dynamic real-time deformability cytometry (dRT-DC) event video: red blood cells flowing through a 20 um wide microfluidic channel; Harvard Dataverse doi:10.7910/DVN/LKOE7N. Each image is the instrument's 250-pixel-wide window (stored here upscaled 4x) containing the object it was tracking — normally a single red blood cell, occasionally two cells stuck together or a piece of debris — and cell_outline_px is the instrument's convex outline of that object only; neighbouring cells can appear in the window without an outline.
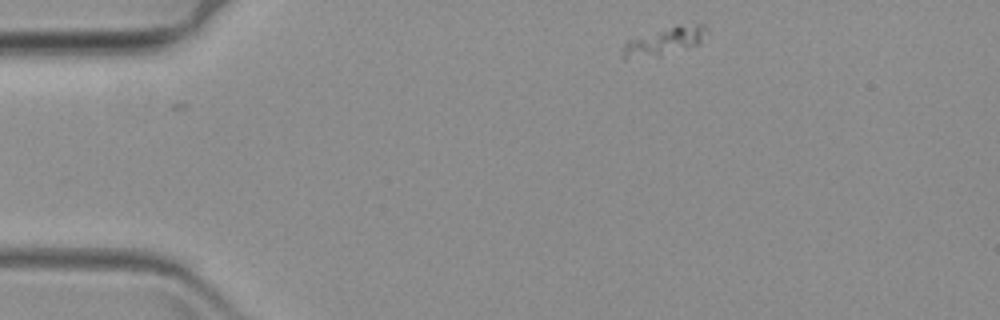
{"species": "common noctule bat (a hibernating species)", "species_latin": "Nyctalus noctula", "temperature_condition": "warm", "stored_images_in_passage": 54, "camera_frame_rate_fps": 3000, "um_per_image_px": 0.085, "animal": {"sex": "female", "body_mass_g": 19.3, "forearm_length_mm": 54.1}, "frame": {"image": 1, "passage_image": 1, "time_ms": 0.0, "image_size_px": [1000, 320], "cell_outline_px": [[708, 32], [700, 44], [660, 56], [624, 60], [620, 56], [624, 44], [628, 40], [676, 24], [704, 24], [708, 28]], "centroid_in_image_um": [56.48, 3.51], "position_along_channel_um": 28.5, "area_um2": 14.05}}
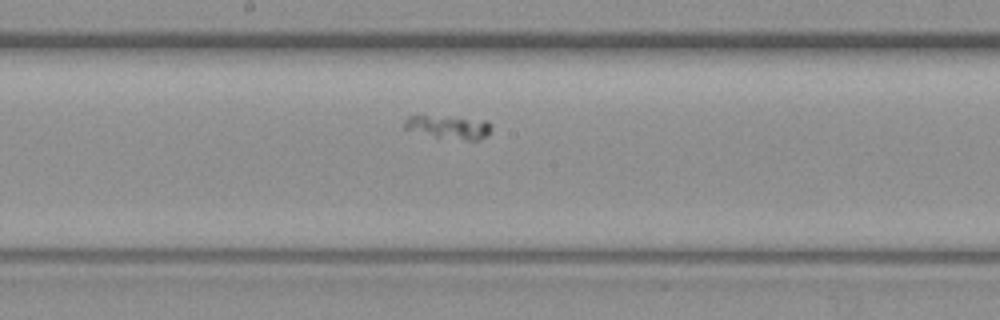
{"frame": {"image": 2, "passage_image": 24, "time_ms": 7.667, "image_size_px": [1000, 320], "cell_outline_px": [[492, 128], [488, 136], [480, 140], [464, 140], [436, 136], [404, 128], [404, 120], [408, 116], [428, 116], [488, 120], [492, 124]], "centroid_in_image_um": [38.24, 10.81], "position_along_channel_um": 210.0, "area_um2": 11.56}}
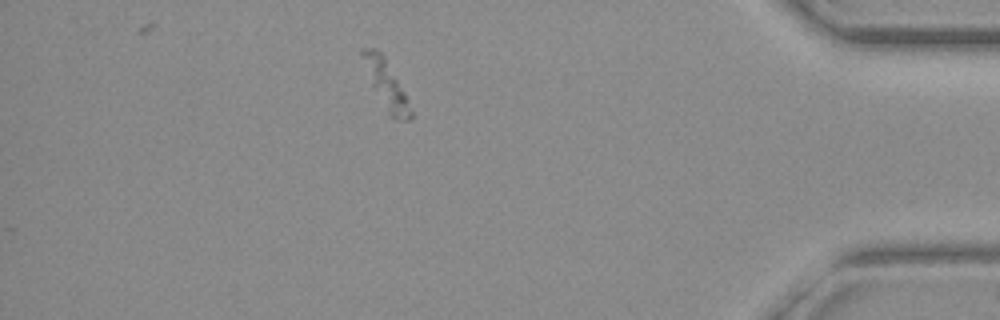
{"frame": {"image": 3, "passage_image": 46, "time_ms": 15.0, "image_size_px": [1000, 320], "cell_outline_px": [[412, 116], [408, 120], [396, 120], [388, 112], [372, 84], [360, 56], [360, 48], [376, 48], [384, 56], [404, 92], [412, 112]], "centroid_in_image_um": [32.8, 7.13], "position_along_channel_um": 402.4, "area_um2": 12.77}}